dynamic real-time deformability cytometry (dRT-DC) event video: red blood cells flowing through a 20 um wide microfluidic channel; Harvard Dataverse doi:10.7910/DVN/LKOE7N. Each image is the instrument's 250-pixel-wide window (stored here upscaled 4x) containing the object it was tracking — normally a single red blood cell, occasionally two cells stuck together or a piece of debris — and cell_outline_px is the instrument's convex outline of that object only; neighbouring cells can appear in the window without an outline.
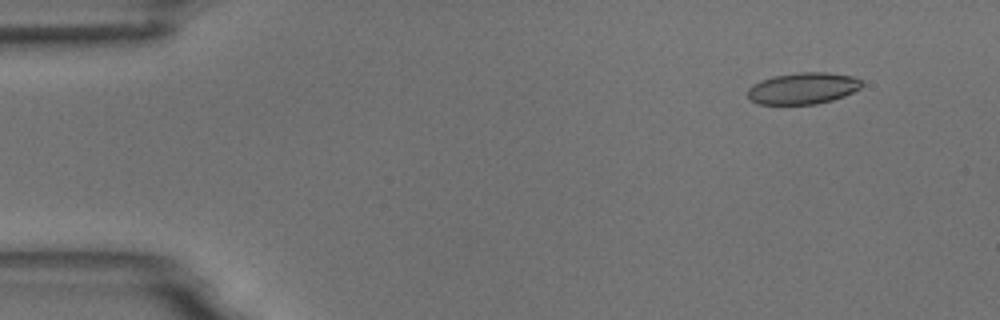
{"species": "common noctule bat (a hibernating species)", "species_latin": "Nyctalus noctula", "temperature_condition": "room temperature", "stored_images_in_passage": 5, "camera_frame_rate_fps": 3000, "um_per_image_px": 0.085, "animal": {"sex": "male", "body_mass_g": 18.8}, "frame": {"image": 1, "passage_image": 1, "time_ms": 0.0, "image_size_px": [1000, 320], "cell_outline_px": [[864, 84], [860, 88], [844, 96], [832, 100], [816, 104], [756, 104], [748, 100], [748, 88], [752, 84], [760, 80], [772, 76], [796, 72], [828, 72], [852, 76], [860, 80]], "centroid_in_image_um": [68.21, 7.5], "position_along_channel_um": 16.8, "area_um2": 21.21}}
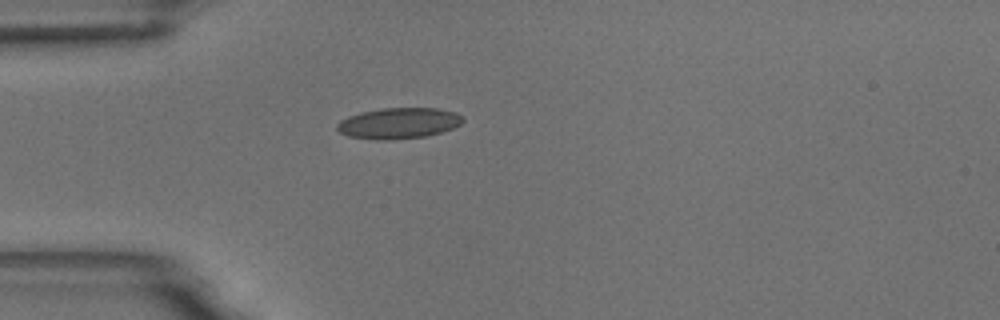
{"frame": {"image": 2, "passage_image": 4, "time_ms": 3.333, "image_size_px": [1000, 320], "cell_outline_px": [[464, 120], [460, 124], [452, 128], [428, 136], [392, 140], [376, 140], [348, 136], [340, 132], [336, 128], [336, 124], [340, 120], [348, 116], [360, 112], [384, 108], [436, 108], [456, 112], [464, 116]], "centroid_in_image_um": [33.88, 10.47], "position_along_channel_um": 51.1, "area_um2": 22.83}}